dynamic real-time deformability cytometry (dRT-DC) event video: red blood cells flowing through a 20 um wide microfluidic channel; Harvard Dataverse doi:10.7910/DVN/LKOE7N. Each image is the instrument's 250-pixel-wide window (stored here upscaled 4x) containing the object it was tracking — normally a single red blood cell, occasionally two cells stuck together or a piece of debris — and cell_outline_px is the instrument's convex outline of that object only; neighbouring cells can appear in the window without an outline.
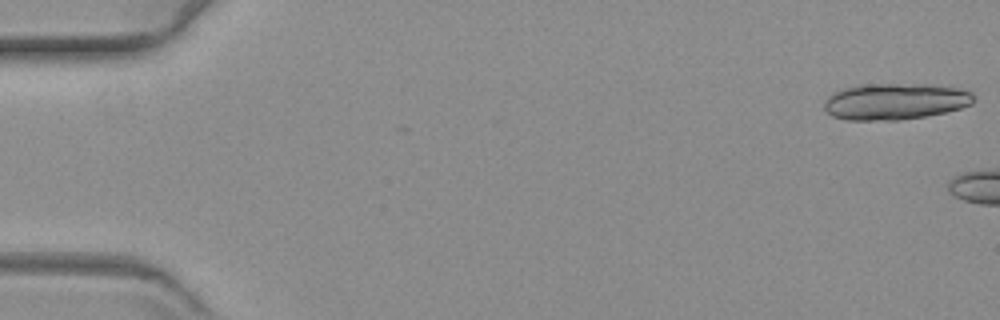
{"species": "common noctule bat (a hibernating species)", "species_latin": "Nyctalus noctula", "temperature_condition": "warm", "stored_images_in_passage": 5, "camera_frame_rate_fps": 3000, "um_per_image_px": 0.085, "animal": {"sex": "female", "body_mass_g": 19.3, "forearm_length_mm": 54.1}, "frame": {"image": 1, "passage_image": 1, "time_ms": 0.0, "image_size_px": [1000, 320], "cell_outline_px": [[976, 100], [972, 104], [948, 112], [928, 116], [900, 120], [844, 120], [832, 116], [824, 108], [824, 100], [832, 92], [844, 88], [868, 84], [932, 84], [960, 88], [972, 92]], "centroid_in_image_um": [76.12, 8.62], "position_along_channel_um": 8.9, "area_um2": 32.19}}